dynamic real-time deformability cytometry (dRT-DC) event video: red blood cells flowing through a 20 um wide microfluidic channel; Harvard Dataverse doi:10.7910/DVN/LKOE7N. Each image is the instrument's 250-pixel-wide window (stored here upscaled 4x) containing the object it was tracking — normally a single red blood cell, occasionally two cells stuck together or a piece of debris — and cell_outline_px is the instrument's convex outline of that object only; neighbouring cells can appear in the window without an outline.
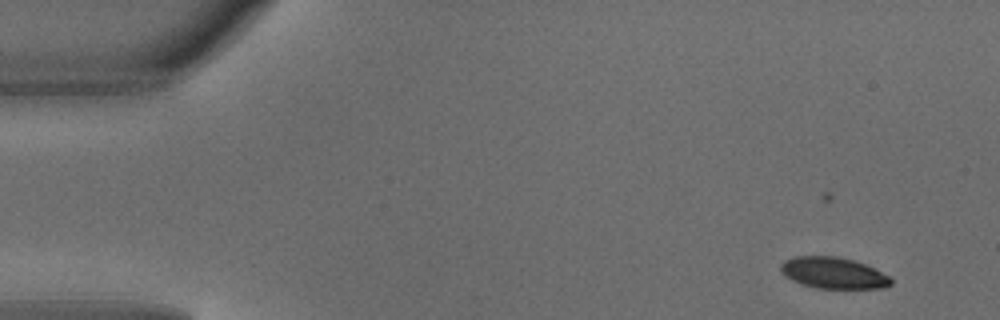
{"species": "common noctule bat (a hibernating species)", "species_latin": "Nyctalus noctula", "temperature_condition": "warm", "stored_images_in_passage": 6, "segment_of_instrument_passage": [1, 2], "camera_frame_rate_fps": 3000, "um_per_image_px": 0.085, "animal": {"sex": "male", "body_mass_g": 18.8}, "frame": {"image": 1, "passage_image": 2, "time_ms": 0.333, "image_size_px": [1000, 320], "cell_outline_px": [[892, 284], [884, 288], [816, 288], [800, 284], [784, 276], [780, 272], [780, 264], [784, 260], [796, 256], [836, 256], [852, 260], [864, 264], [888, 276], [892, 280]], "centroid_in_image_um": [70.77, 23.2], "position_along_channel_um": 14.2, "area_um2": 20.06}}